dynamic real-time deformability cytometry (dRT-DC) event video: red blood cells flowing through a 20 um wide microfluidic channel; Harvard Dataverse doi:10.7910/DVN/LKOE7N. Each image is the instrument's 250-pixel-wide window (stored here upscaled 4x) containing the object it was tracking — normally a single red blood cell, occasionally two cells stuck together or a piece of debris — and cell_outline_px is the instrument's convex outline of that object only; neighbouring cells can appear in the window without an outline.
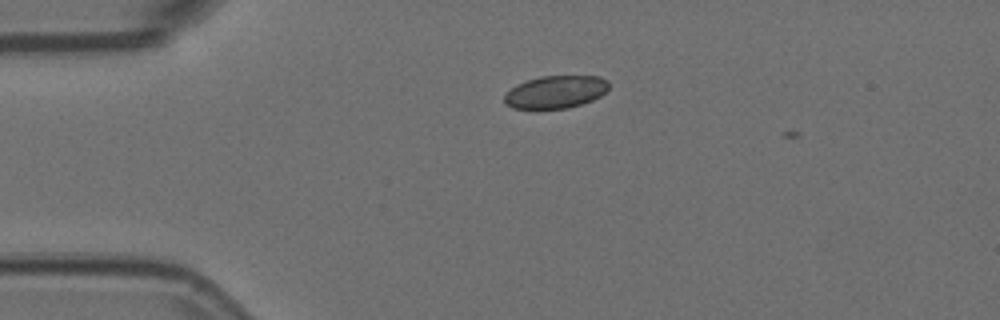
{"species": "Egyptian fruit bat (a non-hibernating species)", "species_latin": "Rousettus aegyptiacus", "temperature_condition": "room temperature", "stored_images_in_passage": 3, "camera_frame_rate_fps": 3000, "um_per_image_px": 0.085, "animal": {"sex": "female"}, "frame": {"image": 1, "passage_image": 2, "time_ms": 0.333, "image_size_px": [1000, 320], "cell_outline_px": [[608, 88], [600, 96], [592, 100], [568, 108], [532, 112], [512, 108], [504, 104], [504, 96], [516, 84], [540, 76], [600, 76], [608, 80]], "centroid_in_image_um": [47.16, 7.87], "position_along_channel_um": 37.8, "area_um2": 20.52}}